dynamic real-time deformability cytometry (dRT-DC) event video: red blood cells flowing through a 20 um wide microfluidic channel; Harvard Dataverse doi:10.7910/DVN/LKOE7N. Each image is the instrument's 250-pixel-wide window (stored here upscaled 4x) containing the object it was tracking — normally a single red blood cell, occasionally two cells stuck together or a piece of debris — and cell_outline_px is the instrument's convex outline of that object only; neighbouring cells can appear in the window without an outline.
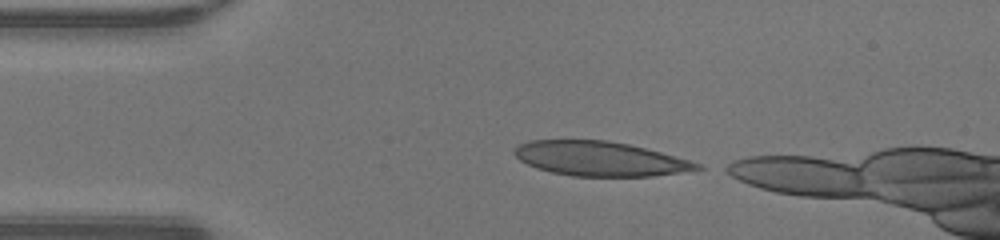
{"species": "human", "species_latin": "Homo sapiens", "temperature_condition": "warm", "stored_images_in_passage": 33, "camera_frame_rate_fps": 3000, "um_per_image_px": 0.085, "donor": {"sex": "male"}, "frame": {"image": 1, "passage_image": 1, "time_ms": 0.0, "image_size_px": [1000, 240], "cell_outline_px": [[704, 168], [680, 172], [652, 176], [572, 176], [552, 172], [536, 168], [520, 160], [512, 152], [520, 144], [528, 140], [608, 140], [628, 144], [692, 160], [700, 164]], "centroid_in_image_um": [50.99, 13.49], "position_along_channel_um": 34.0, "area_um2": 36.53}}
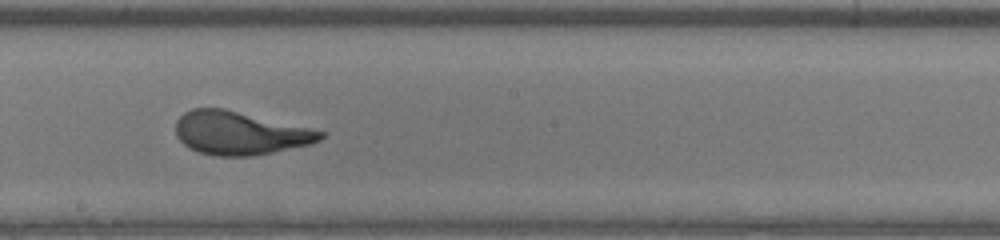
{"frame": {"image": 2, "passage_image": 17, "time_ms": 5.333, "image_size_px": [1000, 240], "cell_outline_px": [[324, 136], [320, 140], [312, 144], [252, 156], [216, 156], [200, 152], [188, 148], [176, 136], [176, 120], [184, 112], [192, 108], [224, 108], [308, 128], [324, 132]], "centroid_in_image_um": [20.34, 11.31], "position_along_channel_um": 227.9, "area_um2": 36.24}}
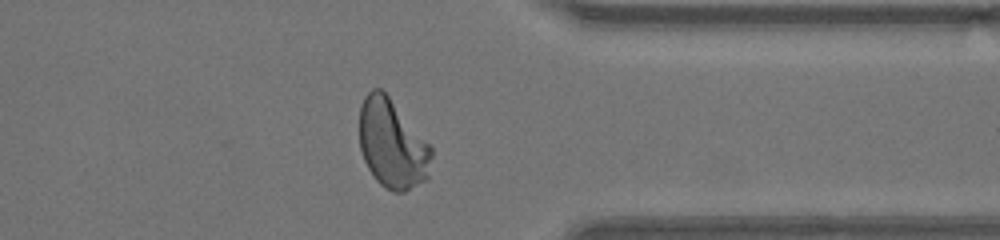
{"frame": {"image": 3, "passage_image": 28, "time_ms": 9.0, "image_size_px": [1000, 240], "cell_outline_px": [[432, 156], [428, 180], [404, 192], [392, 192], [380, 184], [376, 180], [368, 168], [364, 160], [360, 148], [360, 104], [364, 96], [372, 88], [380, 88], [388, 96], [432, 148]], "centroid_in_image_um": [33.33, 12.27], "position_along_channel_um": 378.1, "area_um2": 37.17}, "authors_computed_cell_mechanics": {"area_um2": 36.7608, "velocity_mm_per_s": 4.3447, "shape_relaxation_time_tau1_ms": 4.7166, "shape_relaxation_time_tau2_ms": null, "deformation_change_tau1": 0.2478, "deformation_change_tau2": null}}